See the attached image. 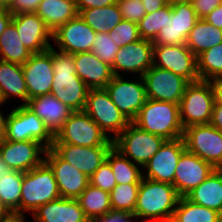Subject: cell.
Instances as JSON below:
<instances>
[{"label": "cell", "mask_w": 222, "mask_h": 222, "mask_svg": "<svg viewBox=\"0 0 222 222\" xmlns=\"http://www.w3.org/2000/svg\"><path fill=\"white\" fill-rule=\"evenodd\" d=\"M163 222H176V221L173 218H169L168 220L163 221Z\"/></svg>", "instance_id": "cell-60"}, {"label": "cell", "mask_w": 222, "mask_h": 222, "mask_svg": "<svg viewBox=\"0 0 222 222\" xmlns=\"http://www.w3.org/2000/svg\"><path fill=\"white\" fill-rule=\"evenodd\" d=\"M0 89L5 101L11 96H17L23 101L22 105L28 103V90L22 65L0 60Z\"/></svg>", "instance_id": "cell-29"}, {"label": "cell", "mask_w": 222, "mask_h": 222, "mask_svg": "<svg viewBox=\"0 0 222 222\" xmlns=\"http://www.w3.org/2000/svg\"><path fill=\"white\" fill-rule=\"evenodd\" d=\"M52 55L54 78L51 93L73 111H83L89 87L76 74L72 54L48 49Z\"/></svg>", "instance_id": "cell-1"}, {"label": "cell", "mask_w": 222, "mask_h": 222, "mask_svg": "<svg viewBox=\"0 0 222 222\" xmlns=\"http://www.w3.org/2000/svg\"><path fill=\"white\" fill-rule=\"evenodd\" d=\"M83 111L114 140L126 129L130 121L111 100L105 88L89 89Z\"/></svg>", "instance_id": "cell-9"}, {"label": "cell", "mask_w": 222, "mask_h": 222, "mask_svg": "<svg viewBox=\"0 0 222 222\" xmlns=\"http://www.w3.org/2000/svg\"><path fill=\"white\" fill-rule=\"evenodd\" d=\"M77 200L88 219L105 216L112 212L109 192L91 184L86 187Z\"/></svg>", "instance_id": "cell-33"}, {"label": "cell", "mask_w": 222, "mask_h": 222, "mask_svg": "<svg viewBox=\"0 0 222 222\" xmlns=\"http://www.w3.org/2000/svg\"><path fill=\"white\" fill-rule=\"evenodd\" d=\"M214 105V92L210 81L190 82L179 103L183 128L209 124Z\"/></svg>", "instance_id": "cell-7"}, {"label": "cell", "mask_w": 222, "mask_h": 222, "mask_svg": "<svg viewBox=\"0 0 222 222\" xmlns=\"http://www.w3.org/2000/svg\"><path fill=\"white\" fill-rule=\"evenodd\" d=\"M90 184L109 193L117 185L115 176L107 161L102 163L90 177Z\"/></svg>", "instance_id": "cell-42"}, {"label": "cell", "mask_w": 222, "mask_h": 222, "mask_svg": "<svg viewBox=\"0 0 222 222\" xmlns=\"http://www.w3.org/2000/svg\"><path fill=\"white\" fill-rule=\"evenodd\" d=\"M132 122L142 130L165 140L183 137L179 104L173 102L147 99Z\"/></svg>", "instance_id": "cell-3"}, {"label": "cell", "mask_w": 222, "mask_h": 222, "mask_svg": "<svg viewBox=\"0 0 222 222\" xmlns=\"http://www.w3.org/2000/svg\"><path fill=\"white\" fill-rule=\"evenodd\" d=\"M138 78L127 81L122 75H114L105 87L113 103L130 122L136 118L147 100L144 80Z\"/></svg>", "instance_id": "cell-12"}, {"label": "cell", "mask_w": 222, "mask_h": 222, "mask_svg": "<svg viewBox=\"0 0 222 222\" xmlns=\"http://www.w3.org/2000/svg\"><path fill=\"white\" fill-rule=\"evenodd\" d=\"M44 161L51 167L60 196L77 199L90 184V178L68 162L62 160L51 148L46 150Z\"/></svg>", "instance_id": "cell-20"}, {"label": "cell", "mask_w": 222, "mask_h": 222, "mask_svg": "<svg viewBox=\"0 0 222 222\" xmlns=\"http://www.w3.org/2000/svg\"><path fill=\"white\" fill-rule=\"evenodd\" d=\"M32 215L33 222H88L78 200L63 197L39 206Z\"/></svg>", "instance_id": "cell-26"}, {"label": "cell", "mask_w": 222, "mask_h": 222, "mask_svg": "<svg viewBox=\"0 0 222 222\" xmlns=\"http://www.w3.org/2000/svg\"><path fill=\"white\" fill-rule=\"evenodd\" d=\"M0 222H25V216L18 213H11L5 219L0 220Z\"/></svg>", "instance_id": "cell-53"}, {"label": "cell", "mask_w": 222, "mask_h": 222, "mask_svg": "<svg viewBox=\"0 0 222 222\" xmlns=\"http://www.w3.org/2000/svg\"><path fill=\"white\" fill-rule=\"evenodd\" d=\"M117 5L124 20L138 23L146 15L142 0H118Z\"/></svg>", "instance_id": "cell-43"}, {"label": "cell", "mask_w": 222, "mask_h": 222, "mask_svg": "<svg viewBox=\"0 0 222 222\" xmlns=\"http://www.w3.org/2000/svg\"><path fill=\"white\" fill-rule=\"evenodd\" d=\"M186 150L183 138L165 140L157 153L144 166L143 177L173 184L176 167L181 154Z\"/></svg>", "instance_id": "cell-16"}, {"label": "cell", "mask_w": 222, "mask_h": 222, "mask_svg": "<svg viewBox=\"0 0 222 222\" xmlns=\"http://www.w3.org/2000/svg\"><path fill=\"white\" fill-rule=\"evenodd\" d=\"M182 138L187 151L222 169V131L211 124L192 125L184 129Z\"/></svg>", "instance_id": "cell-10"}, {"label": "cell", "mask_w": 222, "mask_h": 222, "mask_svg": "<svg viewBox=\"0 0 222 222\" xmlns=\"http://www.w3.org/2000/svg\"><path fill=\"white\" fill-rule=\"evenodd\" d=\"M172 5H165L153 13H147L137 24L140 38L154 41L166 23V15H171Z\"/></svg>", "instance_id": "cell-39"}, {"label": "cell", "mask_w": 222, "mask_h": 222, "mask_svg": "<svg viewBox=\"0 0 222 222\" xmlns=\"http://www.w3.org/2000/svg\"><path fill=\"white\" fill-rule=\"evenodd\" d=\"M204 20L216 28L222 29V4L217 6L211 13H209Z\"/></svg>", "instance_id": "cell-48"}, {"label": "cell", "mask_w": 222, "mask_h": 222, "mask_svg": "<svg viewBox=\"0 0 222 222\" xmlns=\"http://www.w3.org/2000/svg\"><path fill=\"white\" fill-rule=\"evenodd\" d=\"M47 148L37 141H0V157L10 170L27 172L44 161ZM42 155V157H40Z\"/></svg>", "instance_id": "cell-15"}, {"label": "cell", "mask_w": 222, "mask_h": 222, "mask_svg": "<svg viewBox=\"0 0 222 222\" xmlns=\"http://www.w3.org/2000/svg\"><path fill=\"white\" fill-rule=\"evenodd\" d=\"M11 22L31 53H40L52 46L48 40L52 39V32L35 12L13 14Z\"/></svg>", "instance_id": "cell-23"}, {"label": "cell", "mask_w": 222, "mask_h": 222, "mask_svg": "<svg viewBox=\"0 0 222 222\" xmlns=\"http://www.w3.org/2000/svg\"><path fill=\"white\" fill-rule=\"evenodd\" d=\"M4 139L16 142L37 141L50 149L54 135L33 111L21 103L7 114Z\"/></svg>", "instance_id": "cell-6"}, {"label": "cell", "mask_w": 222, "mask_h": 222, "mask_svg": "<svg viewBox=\"0 0 222 222\" xmlns=\"http://www.w3.org/2000/svg\"><path fill=\"white\" fill-rule=\"evenodd\" d=\"M147 99L180 103L190 83L181 75L156 66L150 67L142 76Z\"/></svg>", "instance_id": "cell-11"}, {"label": "cell", "mask_w": 222, "mask_h": 222, "mask_svg": "<svg viewBox=\"0 0 222 222\" xmlns=\"http://www.w3.org/2000/svg\"><path fill=\"white\" fill-rule=\"evenodd\" d=\"M192 7L198 18L204 19L217 6L222 4V0H191Z\"/></svg>", "instance_id": "cell-44"}, {"label": "cell", "mask_w": 222, "mask_h": 222, "mask_svg": "<svg viewBox=\"0 0 222 222\" xmlns=\"http://www.w3.org/2000/svg\"><path fill=\"white\" fill-rule=\"evenodd\" d=\"M113 146L82 147L71 144H52L51 149L65 162L86 174L89 178L106 161Z\"/></svg>", "instance_id": "cell-21"}, {"label": "cell", "mask_w": 222, "mask_h": 222, "mask_svg": "<svg viewBox=\"0 0 222 222\" xmlns=\"http://www.w3.org/2000/svg\"><path fill=\"white\" fill-rule=\"evenodd\" d=\"M221 217L219 212L193 203L187 197H180L173 215L176 222H220Z\"/></svg>", "instance_id": "cell-35"}, {"label": "cell", "mask_w": 222, "mask_h": 222, "mask_svg": "<svg viewBox=\"0 0 222 222\" xmlns=\"http://www.w3.org/2000/svg\"><path fill=\"white\" fill-rule=\"evenodd\" d=\"M31 55L22 44L16 26L10 22L0 36V60L23 65Z\"/></svg>", "instance_id": "cell-31"}, {"label": "cell", "mask_w": 222, "mask_h": 222, "mask_svg": "<svg viewBox=\"0 0 222 222\" xmlns=\"http://www.w3.org/2000/svg\"><path fill=\"white\" fill-rule=\"evenodd\" d=\"M135 218L133 214L129 212H109L105 216L95 217L88 219V222H132ZM131 220V221H130ZM134 222L135 219H134Z\"/></svg>", "instance_id": "cell-46"}, {"label": "cell", "mask_w": 222, "mask_h": 222, "mask_svg": "<svg viewBox=\"0 0 222 222\" xmlns=\"http://www.w3.org/2000/svg\"><path fill=\"white\" fill-rule=\"evenodd\" d=\"M60 191L51 167L43 161L27 172H23L20 198V214L31 212L41 205L60 198Z\"/></svg>", "instance_id": "cell-4"}, {"label": "cell", "mask_w": 222, "mask_h": 222, "mask_svg": "<svg viewBox=\"0 0 222 222\" xmlns=\"http://www.w3.org/2000/svg\"><path fill=\"white\" fill-rule=\"evenodd\" d=\"M106 161L110 164L117 184H140L142 170L114 147L108 152Z\"/></svg>", "instance_id": "cell-34"}, {"label": "cell", "mask_w": 222, "mask_h": 222, "mask_svg": "<svg viewBox=\"0 0 222 222\" xmlns=\"http://www.w3.org/2000/svg\"><path fill=\"white\" fill-rule=\"evenodd\" d=\"M140 184H117L109 193L112 211L134 214Z\"/></svg>", "instance_id": "cell-38"}, {"label": "cell", "mask_w": 222, "mask_h": 222, "mask_svg": "<svg viewBox=\"0 0 222 222\" xmlns=\"http://www.w3.org/2000/svg\"><path fill=\"white\" fill-rule=\"evenodd\" d=\"M119 49L120 48L114 43L108 33H96L92 52L99 60L112 66Z\"/></svg>", "instance_id": "cell-41"}, {"label": "cell", "mask_w": 222, "mask_h": 222, "mask_svg": "<svg viewBox=\"0 0 222 222\" xmlns=\"http://www.w3.org/2000/svg\"><path fill=\"white\" fill-rule=\"evenodd\" d=\"M215 128L222 131V105L214 102L210 123Z\"/></svg>", "instance_id": "cell-49"}, {"label": "cell", "mask_w": 222, "mask_h": 222, "mask_svg": "<svg viewBox=\"0 0 222 222\" xmlns=\"http://www.w3.org/2000/svg\"><path fill=\"white\" fill-rule=\"evenodd\" d=\"M5 99H4V97H3V95H2V92H1V89H0V105L2 104H5Z\"/></svg>", "instance_id": "cell-59"}, {"label": "cell", "mask_w": 222, "mask_h": 222, "mask_svg": "<svg viewBox=\"0 0 222 222\" xmlns=\"http://www.w3.org/2000/svg\"><path fill=\"white\" fill-rule=\"evenodd\" d=\"M153 66L172 71L189 82L200 80L197 71V57L187 48L186 44L153 45Z\"/></svg>", "instance_id": "cell-13"}, {"label": "cell", "mask_w": 222, "mask_h": 222, "mask_svg": "<svg viewBox=\"0 0 222 222\" xmlns=\"http://www.w3.org/2000/svg\"><path fill=\"white\" fill-rule=\"evenodd\" d=\"M191 202L222 215V169L215 171L186 196Z\"/></svg>", "instance_id": "cell-28"}, {"label": "cell", "mask_w": 222, "mask_h": 222, "mask_svg": "<svg viewBox=\"0 0 222 222\" xmlns=\"http://www.w3.org/2000/svg\"><path fill=\"white\" fill-rule=\"evenodd\" d=\"M23 172L10 170L0 177V199L11 213L20 214Z\"/></svg>", "instance_id": "cell-36"}, {"label": "cell", "mask_w": 222, "mask_h": 222, "mask_svg": "<svg viewBox=\"0 0 222 222\" xmlns=\"http://www.w3.org/2000/svg\"><path fill=\"white\" fill-rule=\"evenodd\" d=\"M153 66V42L149 40L139 39L121 47L111 66L114 75H118L119 71L138 73L139 77Z\"/></svg>", "instance_id": "cell-22"}, {"label": "cell", "mask_w": 222, "mask_h": 222, "mask_svg": "<svg viewBox=\"0 0 222 222\" xmlns=\"http://www.w3.org/2000/svg\"><path fill=\"white\" fill-rule=\"evenodd\" d=\"M79 16L96 33H108L123 20L117 3L101 8L84 9Z\"/></svg>", "instance_id": "cell-32"}, {"label": "cell", "mask_w": 222, "mask_h": 222, "mask_svg": "<svg viewBox=\"0 0 222 222\" xmlns=\"http://www.w3.org/2000/svg\"><path fill=\"white\" fill-rule=\"evenodd\" d=\"M6 118L7 116L5 117L0 111V141L4 138L5 135Z\"/></svg>", "instance_id": "cell-54"}, {"label": "cell", "mask_w": 222, "mask_h": 222, "mask_svg": "<svg viewBox=\"0 0 222 222\" xmlns=\"http://www.w3.org/2000/svg\"><path fill=\"white\" fill-rule=\"evenodd\" d=\"M41 0H14L8 10L12 14L36 12Z\"/></svg>", "instance_id": "cell-45"}, {"label": "cell", "mask_w": 222, "mask_h": 222, "mask_svg": "<svg viewBox=\"0 0 222 222\" xmlns=\"http://www.w3.org/2000/svg\"><path fill=\"white\" fill-rule=\"evenodd\" d=\"M198 19L191 2L172 5V13L166 15V23L153 41V45L185 44Z\"/></svg>", "instance_id": "cell-14"}, {"label": "cell", "mask_w": 222, "mask_h": 222, "mask_svg": "<svg viewBox=\"0 0 222 222\" xmlns=\"http://www.w3.org/2000/svg\"><path fill=\"white\" fill-rule=\"evenodd\" d=\"M14 0H0V8L8 9Z\"/></svg>", "instance_id": "cell-57"}, {"label": "cell", "mask_w": 222, "mask_h": 222, "mask_svg": "<svg viewBox=\"0 0 222 222\" xmlns=\"http://www.w3.org/2000/svg\"><path fill=\"white\" fill-rule=\"evenodd\" d=\"M78 12L89 8H101L116 4L118 0H75Z\"/></svg>", "instance_id": "cell-47"}, {"label": "cell", "mask_w": 222, "mask_h": 222, "mask_svg": "<svg viewBox=\"0 0 222 222\" xmlns=\"http://www.w3.org/2000/svg\"><path fill=\"white\" fill-rule=\"evenodd\" d=\"M13 14L5 8H0V36L12 20Z\"/></svg>", "instance_id": "cell-52"}, {"label": "cell", "mask_w": 222, "mask_h": 222, "mask_svg": "<svg viewBox=\"0 0 222 222\" xmlns=\"http://www.w3.org/2000/svg\"><path fill=\"white\" fill-rule=\"evenodd\" d=\"M11 214L9 209L4 205V203L0 199V220L5 219Z\"/></svg>", "instance_id": "cell-55"}, {"label": "cell", "mask_w": 222, "mask_h": 222, "mask_svg": "<svg viewBox=\"0 0 222 222\" xmlns=\"http://www.w3.org/2000/svg\"><path fill=\"white\" fill-rule=\"evenodd\" d=\"M35 13L52 33L79 15L75 0H41Z\"/></svg>", "instance_id": "cell-27"}, {"label": "cell", "mask_w": 222, "mask_h": 222, "mask_svg": "<svg viewBox=\"0 0 222 222\" xmlns=\"http://www.w3.org/2000/svg\"><path fill=\"white\" fill-rule=\"evenodd\" d=\"M95 37L96 32L79 15L52 33L58 49L72 55L92 51Z\"/></svg>", "instance_id": "cell-18"}, {"label": "cell", "mask_w": 222, "mask_h": 222, "mask_svg": "<svg viewBox=\"0 0 222 222\" xmlns=\"http://www.w3.org/2000/svg\"><path fill=\"white\" fill-rule=\"evenodd\" d=\"M9 171H10V168L7 166V164L0 157V177Z\"/></svg>", "instance_id": "cell-56"}, {"label": "cell", "mask_w": 222, "mask_h": 222, "mask_svg": "<svg viewBox=\"0 0 222 222\" xmlns=\"http://www.w3.org/2000/svg\"><path fill=\"white\" fill-rule=\"evenodd\" d=\"M197 71L200 80L210 81L222 77V43L197 56Z\"/></svg>", "instance_id": "cell-37"}, {"label": "cell", "mask_w": 222, "mask_h": 222, "mask_svg": "<svg viewBox=\"0 0 222 222\" xmlns=\"http://www.w3.org/2000/svg\"><path fill=\"white\" fill-rule=\"evenodd\" d=\"M210 82L214 92V102L217 105H222V77H216Z\"/></svg>", "instance_id": "cell-50"}, {"label": "cell", "mask_w": 222, "mask_h": 222, "mask_svg": "<svg viewBox=\"0 0 222 222\" xmlns=\"http://www.w3.org/2000/svg\"><path fill=\"white\" fill-rule=\"evenodd\" d=\"M214 171L215 168L210 163L185 150L178 160L172 185L180 197H186Z\"/></svg>", "instance_id": "cell-19"}, {"label": "cell", "mask_w": 222, "mask_h": 222, "mask_svg": "<svg viewBox=\"0 0 222 222\" xmlns=\"http://www.w3.org/2000/svg\"><path fill=\"white\" fill-rule=\"evenodd\" d=\"M22 70L27 85L28 100L51 93L54 71L49 50L32 53L22 65Z\"/></svg>", "instance_id": "cell-17"}, {"label": "cell", "mask_w": 222, "mask_h": 222, "mask_svg": "<svg viewBox=\"0 0 222 222\" xmlns=\"http://www.w3.org/2000/svg\"><path fill=\"white\" fill-rule=\"evenodd\" d=\"M76 74L90 88H105L114 74L109 64L102 62L92 52L73 54Z\"/></svg>", "instance_id": "cell-24"}, {"label": "cell", "mask_w": 222, "mask_h": 222, "mask_svg": "<svg viewBox=\"0 0 222 222\" xmlns=\"http://www.w3.org/2000/svg\"><path fill=\"white\" fill-rule=\"evenodd\" d=\"M191 0H166V3L168 5H174L177 3H186V2H190Z\"/></svg>", "instance_id": "cell-58"}, {"label": "cell", "mask_w": 222, "mask_h": 222, "mask_svg": "<svg viewBox=\"0 0 222 222\" xmlns=\"http://www.w3.org/2000/svg\"><path fill=\"white\" fill-rule=\"evenodd\" d=\"M108 34L119 48L141 39L138 24L124 19L109 31Z\"/></svg>", "instance_id": "cell-40"}, {"label": "cell", "mask_w": 222, "mask_h": 222, "mask_svg": "<svg viewBox=\"0 0 222 222\" xmlns=\"http://www.w3.org/2000/svg\"><path fill=\"white\" fill-rule=\"evenodd\" d=\"M164 141L163 137L142 130L130 122L113 140V147L128 159L131 158V162L144 168Z\"/></svg>", "instance_id": "cell-8"}, {"label": "cell", "mask_w": 222, "mask_h": 222, "mask_svg": "<svg viewBox=\"0 0 222 222\" xmlns=\"http://www.w3.org/2000/svg\"><path fill=\"white\" fill-rule=\"evenodd\" d=\"M180 195L176 188L166 182H157L142 177L134 209V217H148L163 222L173 218Z\"/></svg>", "instance_id": "cell-2"}, {"label": "cell", "mask_w": 222, "mask_h": 222, "mask_svg": "<svg viewBox=\"0 0 222 222\" xmlns=\"http://www.w3.org/2000/svg\"><path fill=\"white\" fill-rule=\"evenodd\" d=\"M110 136L112 135H106L84 111H74L54 136L53 144L113 146Z\"/></svg>", "instance_id": "cell-5"}, {"label": "cell", "mask_w": 222, "mask_h": 222, "mask_svg": "<svg viewBox=\"0 0 222 222\" xmlns=\"http://www.w3.org/2000/svg\"><path fill=\"white\" fill-rule=\"evenodd\" d=\"M147 13H153L167 5L166 0H142Z\"/></svg>", "instance_id": "cell-51"}, {"label": "cell", "mask_w": 222, "mask_h": 222, "mask_svg": "<svg viewBox=\"0 0 222 222\" xmlns=\"http://www.w3.org/2000/svg\"><path fill=\"white\" fill-rule=\"evenodd\" d=\"M26 106L45 123L54 136L74 112L52 94L32 98Z\"/></svg>", "instance_id": "cell-25"}, {"label": "cell", "mask_w": 222, "mask_h": 222, "mask_svg": "<svg viewBox=\"0 0 222 222\" xmlns=\"http://www.w3.org/2000/svg\"><path fill=\"white\" fill-rule=\"evenodd\" d=\"M220 43H222V29L199 18L190 31L185 44L197 57L200 53Z\"/></svg>", "instance_id": "cell-30"}]
</instances>
